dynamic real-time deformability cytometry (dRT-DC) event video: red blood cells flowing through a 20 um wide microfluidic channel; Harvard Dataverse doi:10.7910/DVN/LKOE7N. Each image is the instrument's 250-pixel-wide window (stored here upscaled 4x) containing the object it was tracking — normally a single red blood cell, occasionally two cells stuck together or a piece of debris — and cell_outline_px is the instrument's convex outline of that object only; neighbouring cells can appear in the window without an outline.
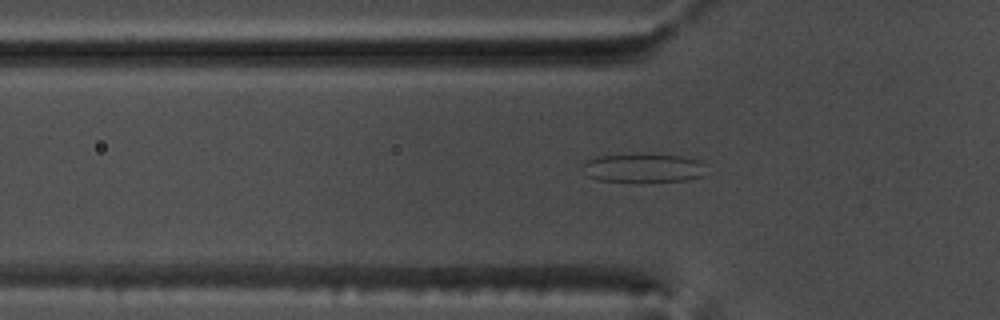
{"species": "common noctule bat (a hibernating species)", "species_latin": "Nyctalus noctula", "temperature_condition": "warm", "stored_images_in_passage": 48, "camera_frame_rate_fps": 3000, "um_per_image_px": 0.085, "animal": {"sex": "male", "body_mass_g": 17.5, "forearm_length_mm": 52.3}, "frame": {"image": 1, "passage_image": 17, "time_ms": 5.333, "image_size_px": [1000, 320], "cell_outline_px": [[704, 176], [688, 180], [600, 180], [588, 176], [580, 168], [588, 160], [596, 156], [652, 152], [680, 156], [700, 160], [704, 164]], "centroid_in_image_um": [54.7, 14.22], "position_along_channel_um": 71.1, "area_um2": 20.81}}
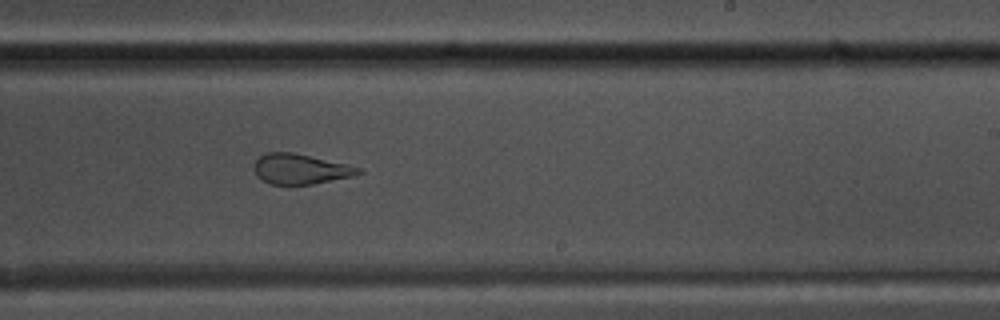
{"frame": {"image": 2, "passage_image": 32, "time_ms": 10.333, "image_size_px": [1000, 320], "cell_outline_px": [[364, 172], [352, 176], [312, 184], [268, 184], [260, 180], [256, 176], [252, 168], [256, 160], [260, 156], [268, 152], [292, 152], [348, 164], [360, 168]], "centroid_in_image_um": [25.49, 14.37], "position_along_channel_um": 263.5, "area_um2": 18.44}}
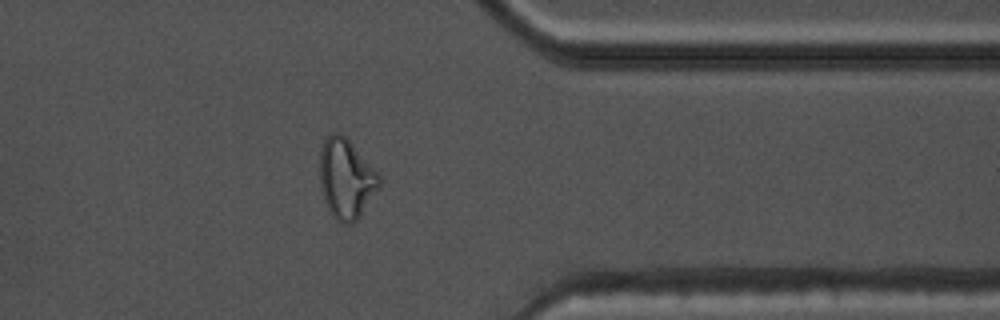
{"frame": {"image": 3, "passage_image": 42, "time_ms": 13.667, "image_size_px": [1000, 320], "cell_outline_px": [[380, 188], [360, 216], [352, 224], [340, 224], [336, 220], [328, 208], [324, 200], [320, 188], [320, 148], [324, 140], [332, 132], [340, 132], [352, 144], [380, 176]], "centroid_in_image_um": [29.41, 15.22], "position_along_channel_um": 382.0, "area_um2": 27.63}}